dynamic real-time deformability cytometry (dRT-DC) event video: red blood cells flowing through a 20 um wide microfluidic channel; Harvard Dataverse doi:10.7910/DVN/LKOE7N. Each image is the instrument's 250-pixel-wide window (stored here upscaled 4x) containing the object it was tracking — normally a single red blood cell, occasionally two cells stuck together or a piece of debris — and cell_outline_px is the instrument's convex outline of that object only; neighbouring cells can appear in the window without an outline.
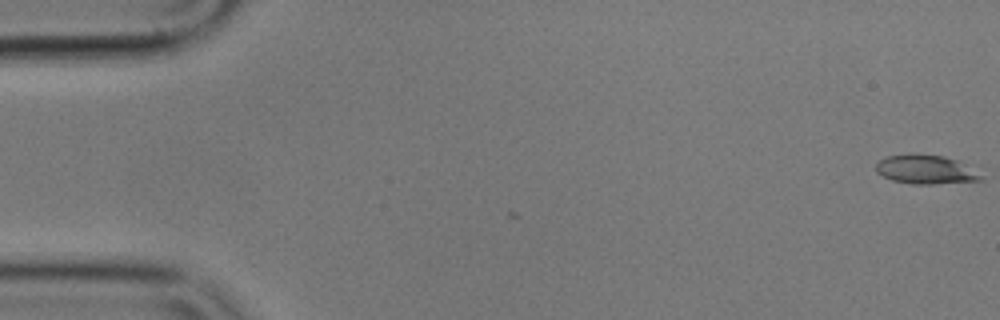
{"species": "common noctule bat (a hibernating species)", "species_latin": "Nyctalus noctula", "temperature_condition": "cold", "stored_images_in_passage": 4, "camera_frame_rate_fps": 3000, "um_per_image_px": 0.085, "animal": {"sex": "male", "body_mass_g": 17.9}, "frame": {"image": 1, "passage_image": 1, "time_ms": 0.0, "image_size_px": [1000, 320], "cell_outline_px": [[984, 180], [932, 184], [912, 184], [892, 180], [876, 172], [876, 164], [884, 156], [944, 156], [956, 160], [984, 176]], "centroid_in_image_um": [78.69, 14.45], "position_along_channel_um": 6.3, "area_um2": 17.05}}